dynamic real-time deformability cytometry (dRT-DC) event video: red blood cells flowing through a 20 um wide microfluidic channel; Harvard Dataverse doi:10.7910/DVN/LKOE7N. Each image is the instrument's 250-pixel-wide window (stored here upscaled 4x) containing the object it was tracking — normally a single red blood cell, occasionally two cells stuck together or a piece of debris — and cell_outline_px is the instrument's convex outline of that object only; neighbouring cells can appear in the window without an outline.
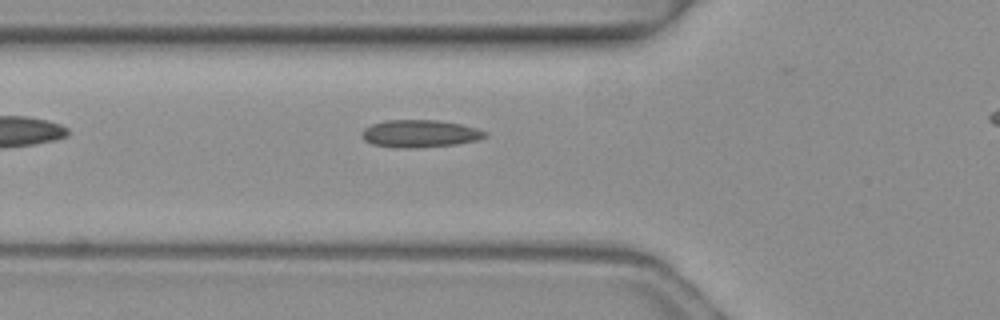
{"species": "common noctule bat (a hibernating species)", "species_latin": "Nyctalus noctula", "temperature_condition": "warm", "stored_images_in_passage": 3, "segment_of_instrument_passage": [1, 2], "camera_frame_rate_fps": 3000, "um_per_image_px": 0.085, "animal": {"sex": "female", "body_mass_g": 19.3, "forearm_length_mm": 54.1}, "frame": {"image": 1, "passage_image": 2, "time_ms": 0.333, "image_size_px": [1000, 320], "cell_outline_px": [[488, 136], [476, 140], [456, 144], [416, 148], [396, 148], [372, 144], [364, 140], [360, 136], [360, 132], [364, 128], [372, 124], [384, 120], [440, 120], [460, 124], [476, 128], [488, 132]], "centroid_in_image_um": [35.65, 11.36], "position_along_channel_um": 90.1, "area_um2": 19.94}}